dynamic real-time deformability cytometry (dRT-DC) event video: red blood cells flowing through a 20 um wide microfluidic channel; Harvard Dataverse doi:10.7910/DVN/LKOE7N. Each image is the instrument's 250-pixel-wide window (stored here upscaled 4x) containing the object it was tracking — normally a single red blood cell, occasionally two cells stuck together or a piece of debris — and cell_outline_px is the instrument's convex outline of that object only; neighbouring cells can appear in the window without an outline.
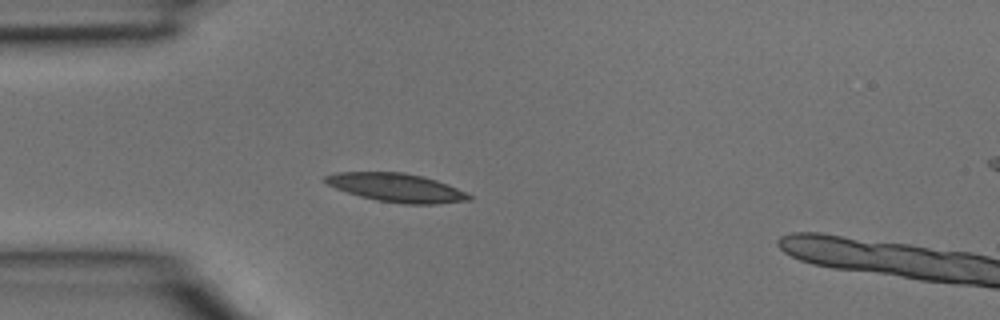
{"species": "common noctule bat (a hibernating species)", "species_latin": "Nyctalus noctula", "temperature_condition": "room temperature", "stored_images_in_passage": 32, "camera_frame_rate_fps": 3000, "um_per_image_px": 0.085, "animal": {"sex": "male", "body_mass_g": 15.6}, "frame": {"image": 1, "passage_image": 5, "time_ms": 1.333, "image_size_px": [1000, 320], "cell_outline_px": [[472, 200], [436, 204], [404, 204], [376, 200], [360, 196], [336, 188], [328, 184], [324, 180], [324, 176], [336, 172], [404, 172], [424, 176], [448, 184], [472, 196]], "centroid_in_image_um": [33.72, 15.95], "position_along_channel_um": 51.3, "area_um2": 23.87}}
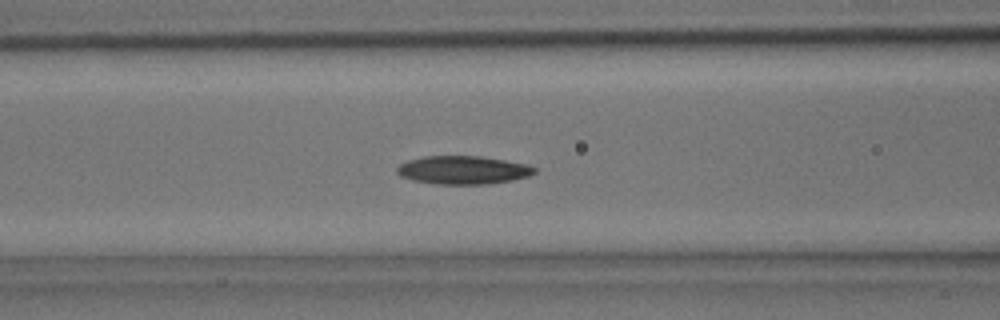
{"frame": {"image": 2, "passage_image": 10, "time_ms": 3.0, "image_size_px": [1000, 320], "cell_outline_px": [[536, 172], [528, 176], [512, 180], [484, 184], [436, 184], [412, 180], [400, 176], [396, 172], [396, 168], [400, 164], [408, 160], [424, 156], [480, 156], [504, 160], [524, 164], [536, 168]], "centroid_in_image_um": [39.31, 14.45], "position_along_channel_um": 127.3, "area_um2": 22.54}}